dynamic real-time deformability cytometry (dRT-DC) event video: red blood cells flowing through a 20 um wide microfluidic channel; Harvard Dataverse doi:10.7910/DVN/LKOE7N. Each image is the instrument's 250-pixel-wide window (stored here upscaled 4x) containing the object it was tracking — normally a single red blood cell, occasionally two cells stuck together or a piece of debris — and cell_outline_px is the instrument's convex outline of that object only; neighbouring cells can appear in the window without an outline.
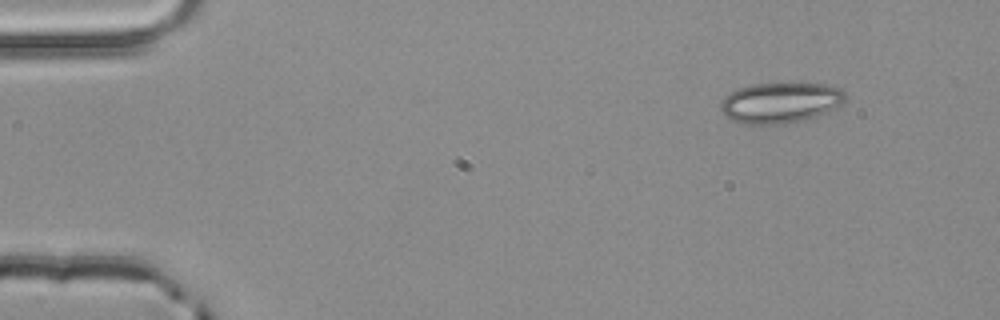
{"species": "common noctule bat (a hibernating species)", "species_latin": "Nyctalus noctula", "temperature_condition": "room temperature", "stored_images_in_passage": 3, "camera_frame_rate_fps": 3000, "um_per_image_px": 0.085, "animal": {"sex": "male", "body_mass_g": 20.4}, "frame": {"image": 1, "passage_image": 1, "time_ms": 0.0, "image_size_px": [1000, 320], "cell_outline_px": [[848, 96], [840, 104], [808, 120], [784, 124], [744, 124], [732, 120], [724, 116], [720, 108], [720, 104], [724, 96], [736, 88], [752, 84], [788, 80], [792, 80], [824, 84], [840, 88]], "centroid_in_image_um": [66.31, 8.68], "position_along_channel_um": 18.7, "area_um2": 30.63}}
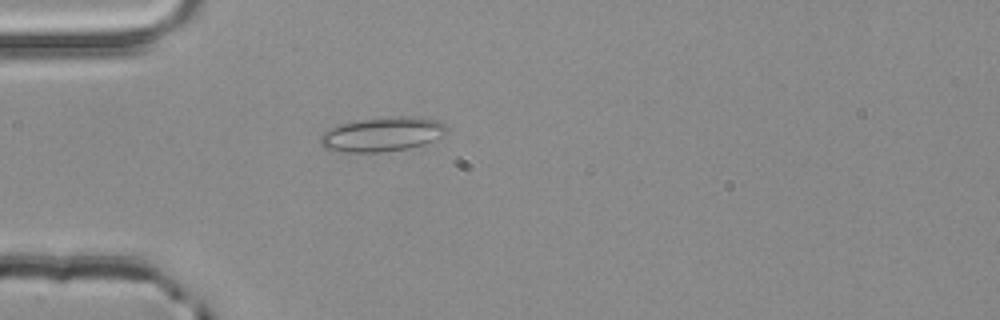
{"frame": {"image": 2, "passage_image": 3, "time_ms": 0.667, "image_size_px": [1000, 320], "cell_outline_px": [[448, 132], [440, 140], [408, 148], [380, 152], [328, 152], [320, 144], [320, 136], [328, 128], [340, 124], [356, 120], [392, 116], [424, 116], [436, 120], [444, 124], [448, 128]], "centroid_in_image_um": [32.51, 11.41], "position_along_channel_um": 52.5, "area_um2": 26.07}}